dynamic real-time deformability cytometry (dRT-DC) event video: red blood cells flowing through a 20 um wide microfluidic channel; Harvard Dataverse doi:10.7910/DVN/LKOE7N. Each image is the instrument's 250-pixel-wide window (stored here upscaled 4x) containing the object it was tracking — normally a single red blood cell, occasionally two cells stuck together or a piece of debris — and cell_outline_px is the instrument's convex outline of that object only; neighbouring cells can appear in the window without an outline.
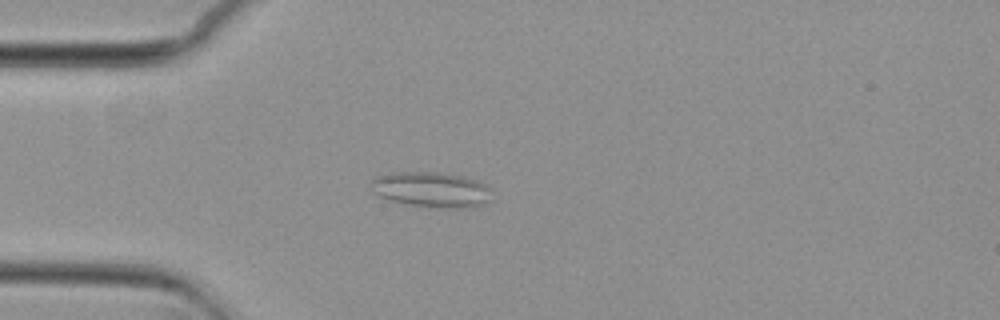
{"species": "common noctule bat (a hibernating species)", "species_latin": "Nyctalus noctula", "temperature_condition": "cold", "stored_images_in_passage": 45, "segment_of_instrument_passage": [1, 2], "camera_frame_rate_fps": 3000, "um_per_image_px": 0.085, "animal": {"sex": "female", "body_mass_g": 29.2, "forearm_length_mm": 56.3}, "frame": {"image": 1, "passage_image": 5, "time_ms": 1.333, "image_size_px": [1000, 320], "cell_outline_px": [[492, 200], [476, 208], [436, 208], [412, 204], [392, 200], [380, 196], [372, 192], [368, 184], [376, 176], [388, 172], [432, 172], [460, 176], [476, 180], [492, 188]], "centroid_in_image_um": [36.7, 16.12], "position_along_channel_um": 48.3, "area_um2": 25.2}}
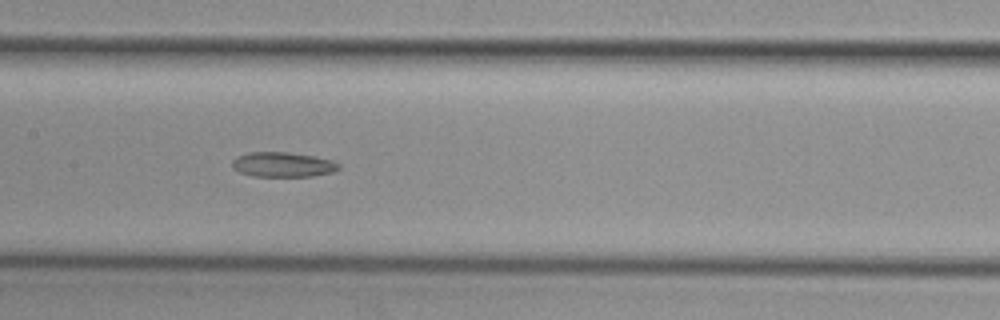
{"frame": {"image": 2, "passage_image": 17, "time_ms": 5.333, "image_size_px": [1000, 320], "cell_outline_px": [[340, 168], [332, 172], [312, 176], [252, 176], [240, 172], [232, 168], [232, 160], [236, 156], [248, 152], [288, 152], [312, 156], [332, 160], [340, 164]], "centroid_in_image_um": [24.01, 13.98], "position_along_channel_um": 183.4, "area_um2": 15.43}}
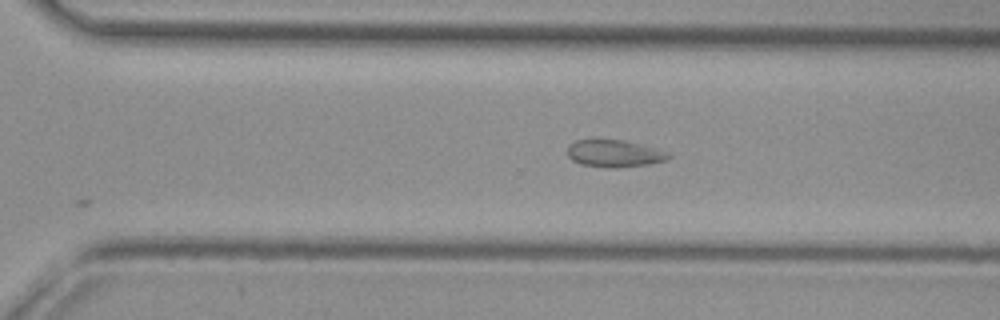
{"frame": {"image": 3, "passage_image": 28, "time_ms": 9.0, "image_size_px": [1000, 320], "cell_outline_px": [[672, 156], [668, 160], [648, 164], [620, 168], [616, 168], [580, 164], [572, 160], [568, 156], [568, 144], [576, 140], [624, 140], [656, 148], [668, 152]], "centroid_in_image_um": [52.24, 13.05], "position_along_channel_um": 318.4, "area_um2": 16.01}}